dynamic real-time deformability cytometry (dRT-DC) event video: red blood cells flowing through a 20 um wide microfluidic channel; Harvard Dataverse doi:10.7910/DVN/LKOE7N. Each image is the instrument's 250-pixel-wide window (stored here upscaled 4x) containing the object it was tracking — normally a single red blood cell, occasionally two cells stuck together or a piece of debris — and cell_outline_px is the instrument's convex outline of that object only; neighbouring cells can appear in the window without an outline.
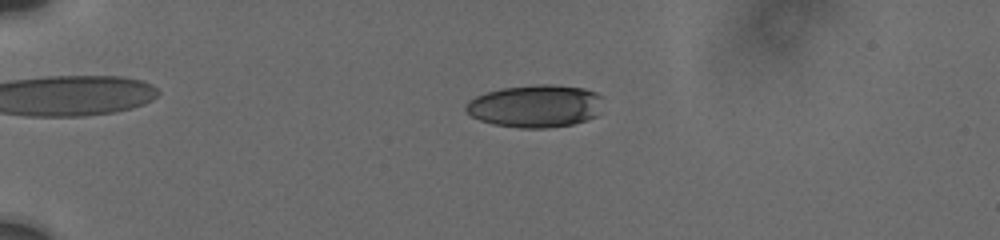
{"species": "human", "species_latin": "Homo sapiens", "temperature_condition": "cold", "stored_images_in_passage": 74, "camera_frame_rate_fps": 3000, "um_per_image_px": 0.085, "donor": {"sex": "male"}, "frame": {"image": 1, "passage_image": 11, "time_ms": 1.667, "image_size_px": [1000, 240], "cell_outline_px": [[600, 96], [596, 116], [572, 124], [548, 128], [520, 128], [492, 124], [480, 120], [472, 116], [464, 108], [468, 100], [476, 96], [488, 92], [504, 88], [536, 84], [552, 84], [584, 88], [596, 92]], "centroid_in_image_um": [45.46, 9.01], "position_along_channel_um": 39.5, "area_um2": 33.76}}
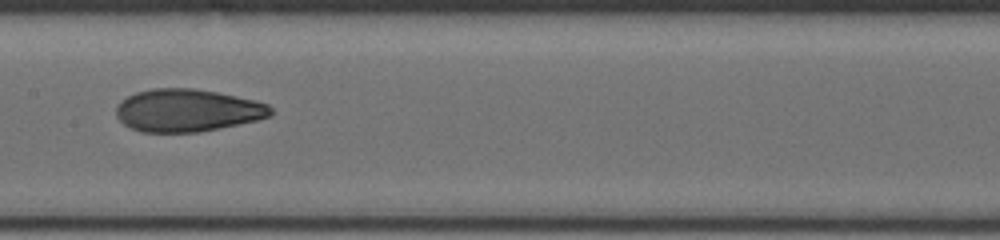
{"frame": {"image": 2, "passage_image": 46, "time_ms": 7.333, "image_size_px": [1000, 240], "cell_outline_px": [[272, 112], [268, 116], [256, 120], [200, 132], [144, 132], [132, 128], [124, 124], [116, 116], [116, 108], [128, 96], [136, 92], [152, 88], [192, 88], [216, 92], [252, 100], [268, 104], [272, 108]], "centroid_in_image_um": [15.9, 9.38], "position_along_channel_um": 191.5, "area_um2": 37.86}}
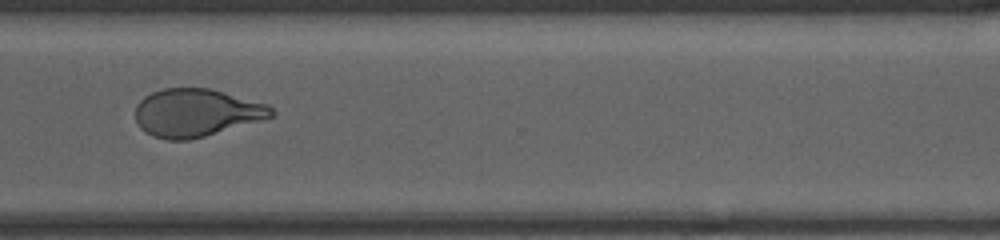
{"frame": {"image": 3, "passage_image": 73, "time_ms": 11.667, "image_size_px": [1000, 240], "cell_outline_px": [[276, 112], [272, 116], [260, 120], [204, 136], [188, 140], [168, 140], [152, 136], [140, 128], [136, 120], [136, 104], [144, 96], [152, 92], [164, 88], [208, 88], [224, 92], [268, 104]], "centroid_in_image_um": [16.65, 9.58], "position_along_channel_um": 353.9, "area_um2": 37.69}}